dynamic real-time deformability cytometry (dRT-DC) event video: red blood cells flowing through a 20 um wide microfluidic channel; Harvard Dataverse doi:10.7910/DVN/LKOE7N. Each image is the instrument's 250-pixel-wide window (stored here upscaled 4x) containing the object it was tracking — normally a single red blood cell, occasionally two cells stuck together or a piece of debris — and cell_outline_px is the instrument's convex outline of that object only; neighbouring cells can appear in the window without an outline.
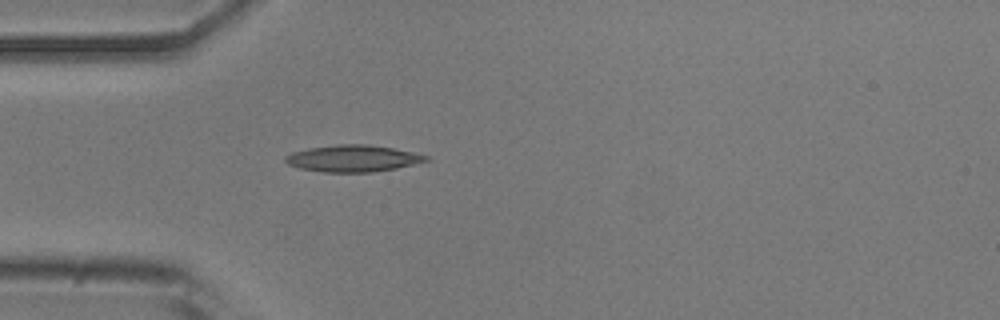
{"species": "common noctule bat (a hibernating species)", "species_latin": "Nyctalus noctula", "temperature_condition": "room temperature", "stored_images_in_passage": 4, "camera_frame_rate_fps": 3000, "um_per_image_px": 0.085, "animal": {"sex": "male", "body_mass_g": 20.5, "forearm_length_mm": 52.5}, "frame": {"image": 1, "passage_image": 4, "time_ms": 1.0, "image_size_px": [1000, 320], "cell_outline_px": [[432, 160], [396, 168], [372, 172], [324, 172], [300, 168], [288, 164], [284, 160], [284, 156], [292, 152], [308, 148], [336, 144], [368, 144], [392, 148], [412, 152], [428, 156]], "centroid_in_image_um": [29.99, 13.46], "position_along_channel_um": 55.0, "area_um2": 21.91}}